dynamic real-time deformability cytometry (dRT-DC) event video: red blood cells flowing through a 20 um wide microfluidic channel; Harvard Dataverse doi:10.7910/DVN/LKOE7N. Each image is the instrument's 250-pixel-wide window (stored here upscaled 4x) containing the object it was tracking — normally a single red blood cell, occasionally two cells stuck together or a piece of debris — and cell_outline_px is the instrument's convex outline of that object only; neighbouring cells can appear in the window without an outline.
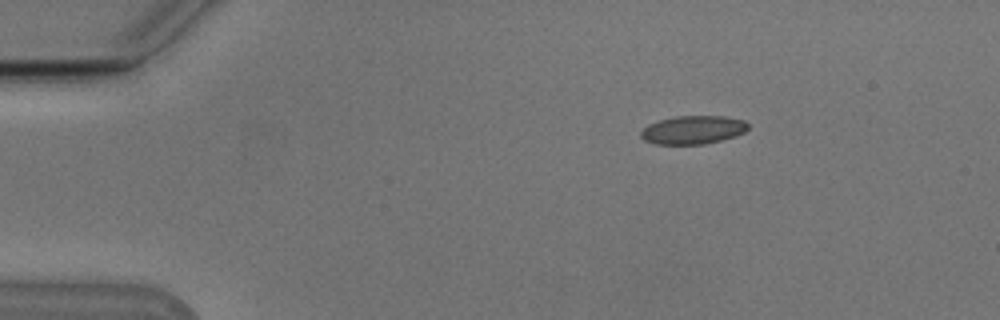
{"species": "Egyptian fruit bat (a non-hibernating species)", "species_latin": "Rousettus aegyptiacus", "temperature_condition": "cold", "stored_images_in_passage": 46, "camera_frame_rate_fps": 3000, "um_per_image_px": 0.085, "animal": {"sex": "male"}, "frame": {"image": 1, "passage_image": 1, "time_ms": 0.0, "image_size_px": [1000, 320], "cell_outline_px": [[748, 128], [744, 132], [736, 136], [704, 144], [656, 144], [644, 140], [640, 136], [640, 132], [648, 124], [660, 120], [676, 116], [724, 116], [744, 120], [748, 124]], "centroid_in_image_um": [58.9, 11.04], "position_along_channel_um": 26.1, "area_um2": 17.69}}
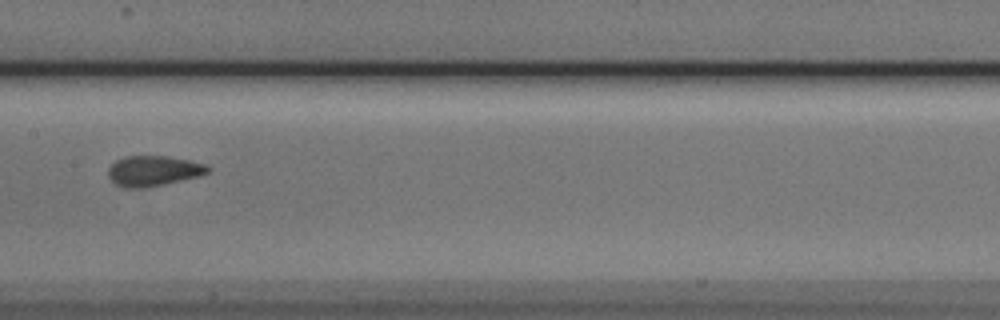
{"frame": {"image": 2, "passage_image": 20, "time_ms": 6.333, "image_size_px": [1000, 320], "cell_outline_px": [[212, 168], [208, 172], [200, 176], [164, 184], [144, 188], [124, 188], [116, 184], [108, 176], [108, 168], [116, 160], [124, 156], [168, 156], [192, 160], [208, 164]], "centroid_in_image_um": [13.08, 14.51], "position_along_channel_um": 194.3, "area_um2": 17.86}}
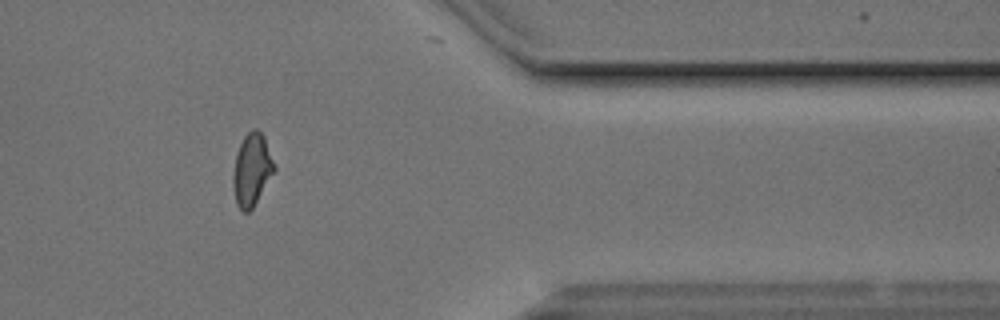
{"frame": {"image": 3, "passage_image": 37, "time_ms": 12.0, "image_size_px": [1000, 320], "cell_outline_px": [[276, 168], [252, 208], [248, 212], [244, 212], [236, 204], [232, 188], [232, 176], [236, 152], [244, 136], [252, 128], [256, 128], [264, 136]], "centroid_in_image_um": [21.37, 14.41], "position_along_channel_um": 390.0, "area_um2": 17.28}, "authors_computed_cell_mechanics": {"area_um2": 17.34, "velocity_mm_per_s": 3.7832, "shape_relaxation_time_tau1_ms": 6.4936, "shape_relaxation_time_tau2_ms": 0.9438, "deformation_change_tau1": 0.141, "deformation_change_tau2": 0.0646}}